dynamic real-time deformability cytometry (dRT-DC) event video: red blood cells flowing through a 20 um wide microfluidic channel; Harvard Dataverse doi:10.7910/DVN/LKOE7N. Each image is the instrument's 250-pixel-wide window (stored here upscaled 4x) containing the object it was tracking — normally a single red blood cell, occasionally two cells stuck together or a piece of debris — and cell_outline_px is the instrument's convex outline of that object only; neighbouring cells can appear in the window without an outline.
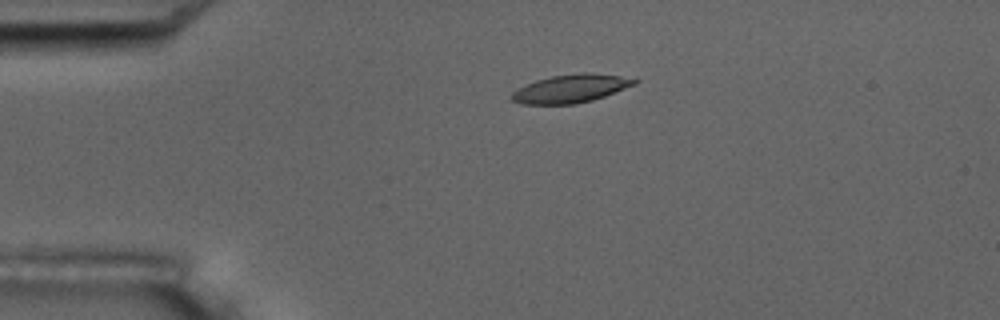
{"species": "common noctule bat (a hibernating species)", "species_latin": "Nyctalus noctula", "temperature_condition": "room temperature", "stored_images_in_passage": 4, "camera_frame_rate_fps": 3000, "um_per_image_px": 0.085, "animal": {"sex": "male", "body_mass_g": 17.5, "forearm_length_mm": 52.3}, "frame": {"image": 1, "passage_image": 3, "time_ms": 3.0, "image_size_px": [1000, 320], "cell_outline_px": [[640, 80], [636, 84], [604, 96], [592, 100], [576, 104], [520, 104], [512, 100], [508, 96], [512, 92], [536, 80], [552, 76], [580, 72], [592, 72], [620, 76]], "centroid_in_image_um": [48.51, 7.53], "position_along_channel_um": 36.5, "area_um2": 20.17}}